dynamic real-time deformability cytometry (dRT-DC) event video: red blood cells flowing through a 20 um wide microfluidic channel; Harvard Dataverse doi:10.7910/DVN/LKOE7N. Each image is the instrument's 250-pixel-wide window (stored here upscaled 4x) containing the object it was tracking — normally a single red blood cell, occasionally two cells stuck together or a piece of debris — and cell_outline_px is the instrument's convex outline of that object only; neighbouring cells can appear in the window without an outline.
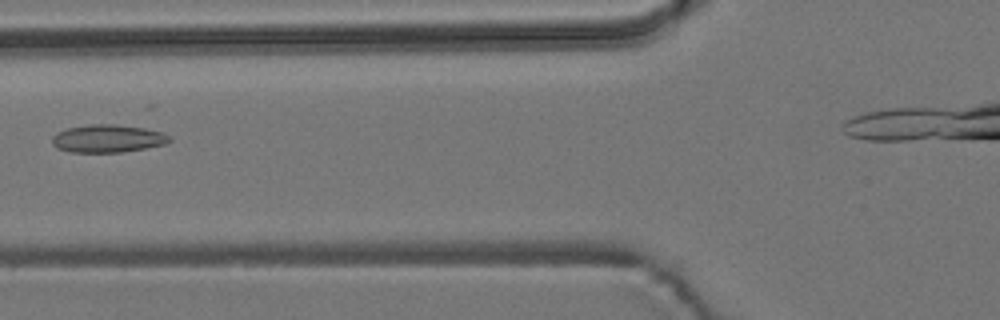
{"species": "common noctule bat (a hibernating species)", "species_latin": "Nyctalus noctula", "temperature_condition": "room temperature", "stored_images_in_passage": 4, "camera_frame_rate_fps": 3000, "um_per_image_px": 0.085, "animal": {"sex": "male", "body_mass_g": 19.2, "forearm_length_mm": 51.8}, "frame": {"image": 1, "passage_image": 4, "time_ms": 1.0, "image_size_px": [1000, 320], "cell_outline_px": [[172, 140], [164, 144], [124, 152], [68, 152], [56, 148], [52, 144], [52, 136], [56, 132], [68, 128], [92, 124], [116, 124], [144, 128], [164, 132], [172, 136]], "centroid_in_image_um": [9.16, 11.77], "position_along_channel_um": 116.6, "area_um2": 19.19}}